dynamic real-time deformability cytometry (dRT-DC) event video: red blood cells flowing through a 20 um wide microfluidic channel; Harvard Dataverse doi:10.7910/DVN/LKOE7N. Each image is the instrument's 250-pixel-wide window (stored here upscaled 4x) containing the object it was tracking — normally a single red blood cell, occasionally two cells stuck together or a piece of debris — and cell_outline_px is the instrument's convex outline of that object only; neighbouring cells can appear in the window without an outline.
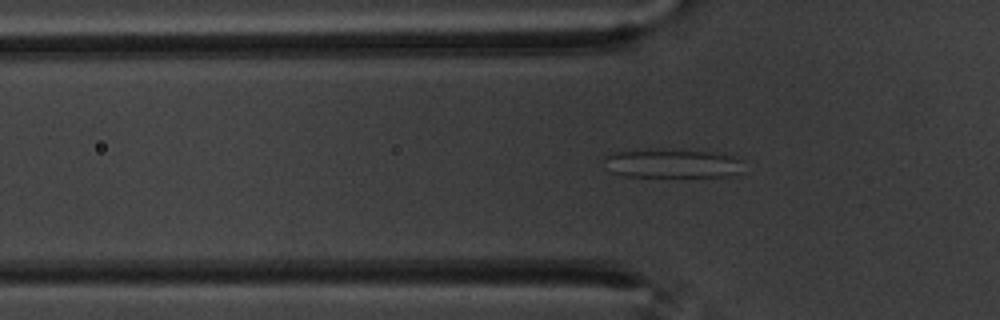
{"species": "common noctule bat (a hibernating species)", "species_latin": "Nyctalus noctula", "temperature_condition": "warm", "stored_images_in_passage": 58, "camera_frame_rate_fps": 3000, "um_per_image_px": 0.085, "animal": {"sex": "male", "body_mass_g": 20.1, "forearm_length_mm": 53.5}, "frame": {"image": 1, "passage_image": 18, "time_ms": 5.667, "image_size_px": [1000, 320], "cell_outline_px": [[744, 172], [728, 176], [624, 176], [612, 172], [604, 160], [604, 156], [612, 152], [724, 152], [736, 156], [740, 160]], "centroid_in_image_um": [57.26, 13.93], "position_along_channel_um": 68.5, "area_um2": 22.43}}
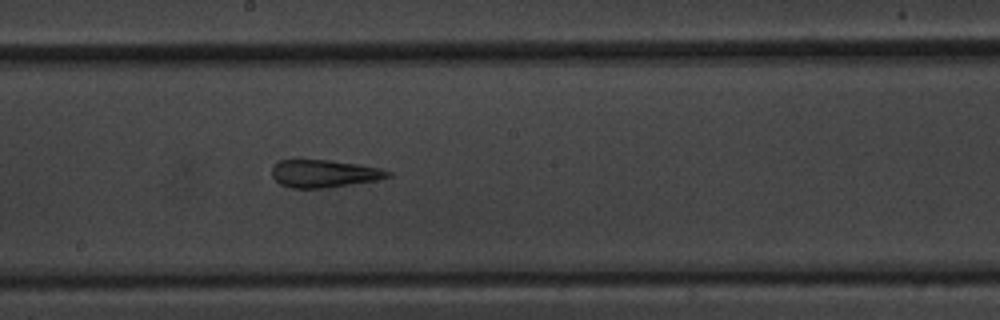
{"frame": {"image": 2, "passage_image": 31, "time_ms": 10.0, "image_size_px": [1000, 320], "cell_outline_px": [[392, 176], [376, 180], [328, 188], [292, 188], [280, 184], [272, 176], [272, 164], [280, 160], [328, 160], [356, 164], [380, 168], [392, 172]], "centroid_in_image_um": [27.54, 14.76], "position_along_channel_um": 220.7, "area_um2": 18.67}}
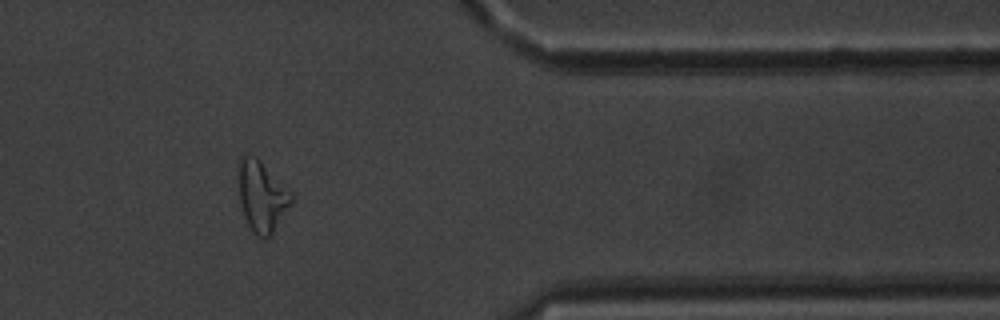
{"frame": {"image": 3, "passage_image": 47, "time_ms": 15.333, "image_size_px": [1000, 320], "cell_outline_px": [[292, 204], [272, 236], [260, 240], [252, 232], [244, 216], [240, 200], [236, 172], [240, 156], [244, 152], [256, 156], [292, 192]], "centroid_in_image_um": [22.24, 16.68], "position_along_channel_um": 389.2, "area_um2": 22.6}, "authors_computed_cell_mechanics": {"area_um2": 22.2819, "velocity_mm_per_s": 3.4895, "shape_relaxation_time_tau1_ms": null, "shape_relaxation_time_tau2_ms": 1.9137, "deformation_change_tau1": null, "deformation_change_tau2": 0.134}}